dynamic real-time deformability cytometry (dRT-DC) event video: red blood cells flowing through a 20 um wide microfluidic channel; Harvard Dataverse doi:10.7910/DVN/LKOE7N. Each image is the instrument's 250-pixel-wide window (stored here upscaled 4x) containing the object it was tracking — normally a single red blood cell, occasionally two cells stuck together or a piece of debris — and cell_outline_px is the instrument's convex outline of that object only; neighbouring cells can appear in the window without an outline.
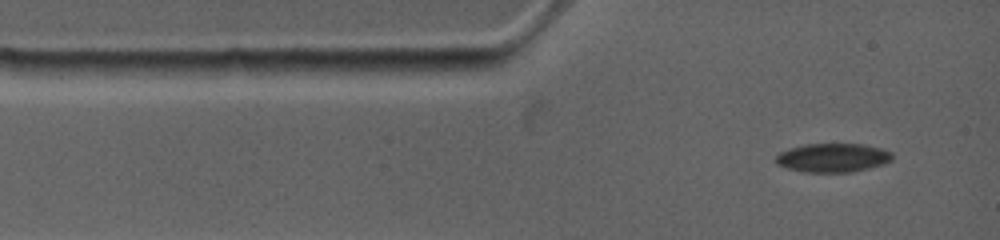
{"species": "common noctule bat (a hibernating species)", "species_latin": "Nyctalus noctula", "temperature_condition": "warm", "stored_images_in_passage": 12, "camera_frame_rate_fps": 4500, "um_per_image_px": 0.085, "animal": {"sex": "female", "body_mass_g": 19.0, "forearm_length_mm": 53.3}, "frame": {"image": 1, "passage_image": 1, "time_ms": 0.0, "image_size_px": [1000, 240], "cell_outline_px": [[892, 160], [884, 164], [852, 172], [800, 172], [776, 164], [772, 160], [780, 152], [792, 148], [808, 144], [860, 144], [880, 148], [892, 152]], "centroid_in_image_um": [70.77, 13.42], "position_along_channel_um": 14.2, "area_um2": 19.54}}
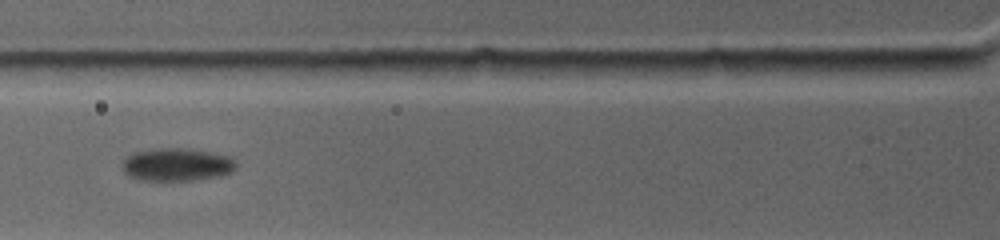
{"frame": {"image": 2, "passage_image": 4, "time_ms": 3.333, "image_size_px": [1000, 240], "cell_outline_px": [[232, 172], [220, 176], [196, 180], [136, 180], [128, 176], [124, 172], [124, 160], [140, 152], [200, 152], [220, 156], [228, 160], [232, 164]], "centroid_in_image_um": [14.95, 14.12], "position_along_channel_um": 110.9, "area_um2": 19.31}}
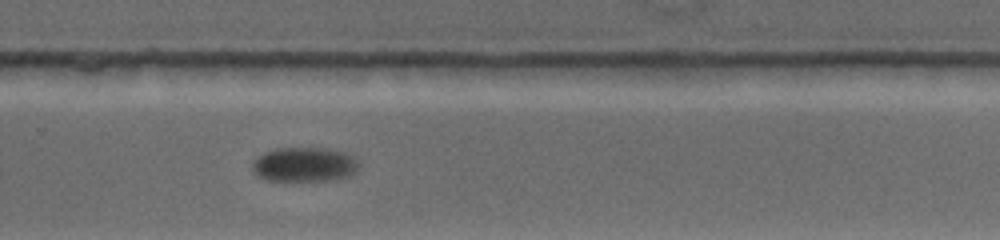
{"frame": {"image": 3, "passage_image": 12, "time_ms": 8.667, "image_size_px": [1000, 240], "cell_outline_px": [[352, 172], [348, 176], [328, 180], [264, 180], [256, 176], [252, 172], [252, 164], [260, 156], [268, 152], [284, 148], [316, 148], [336, 152], [348, 156], [352, 160]], "centroid_in_image_um": [25.68, 14.02], "position_along_channel_um": 304.1, "area_um2": 20.0}}